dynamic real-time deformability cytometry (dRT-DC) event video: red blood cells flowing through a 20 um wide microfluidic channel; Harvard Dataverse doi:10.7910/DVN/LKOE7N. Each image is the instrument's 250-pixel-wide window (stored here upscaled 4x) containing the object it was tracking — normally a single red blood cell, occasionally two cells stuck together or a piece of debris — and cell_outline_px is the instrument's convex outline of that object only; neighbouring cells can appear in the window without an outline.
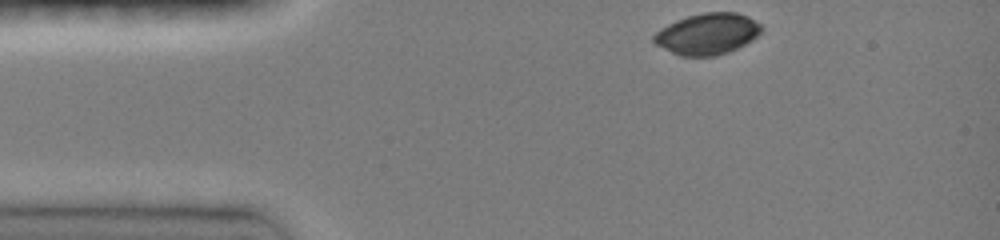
{"species": "common noctule bat (a hibernating species)", "species_latin": "Nyctalus noctula", "temperature_condition": "room temperature", "stored_images_in_passage": 35, "camera_frame_rate_fps": 3000, "um_per_image_px": 0.085, "animal": {"sex": "female", "body_mass_g": 19.0, "forearm_length_mm": 51.5}, "frame": {"image": 1, "passage_image": 1, "time_ms": 0.0, "image_size_px": [1000, 240], "cell_outline_px": [[764, 28], [752, 40], [728, 52], [716, 56], [680, 56], [656, 44], [652, 40], [652, 36], [660, 28], [676, 20], [688, 16], [704, 12], [736, 12], [748, 16], [764, 24]], "centroid_in_image_um": [60.15, 2.87], "position_along_channel_um": 24.8, "area_um2": 25.95}}
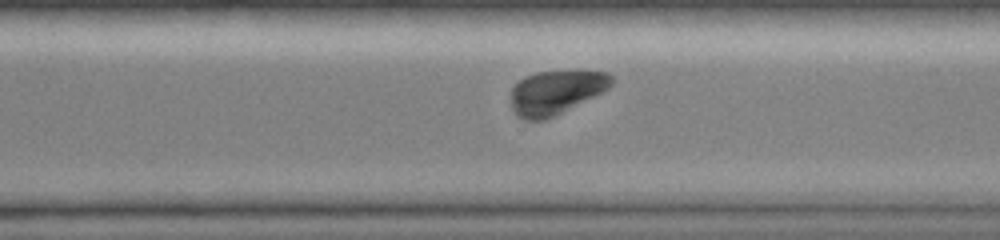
{"frame": {"image": 2, "passage_image": 27, "time_ms": 8.667, "image_size_px": [1000, 240], "cell_outline_px": [[612, 84], [604, 92], [544, 120], [524, 120], [516, 116], [512, 108], [512, 84], [524, 76], [536, 72], [572, 68], [608, 72], [612, 76]], "centroid_in_image_um": [47.26, 7.78], "position_along_channel_um": 323.3, "area_um2": 26.53}}
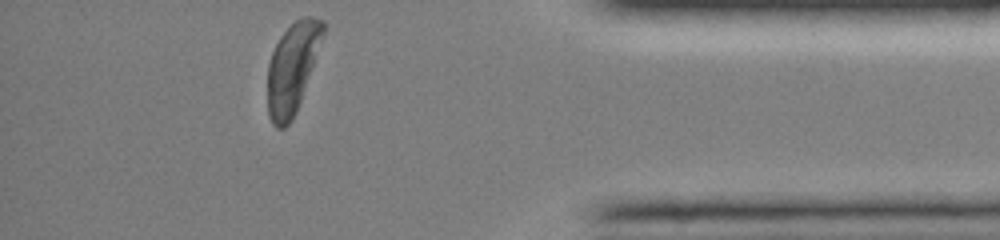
{"frame": {"image": 3, "passage_image": 35, "time_ms": 11.333, "image_size_px": [1000, 240], "cell_outline_px": [[324, 36], [296, 112], [292, 120], [284, 128], [276, 128], [272, 124], [268, 116], [268, 64], [272, 52], [280, 36], [300, 16], [312, 16], [324, 20]], "centroid_in_image_um": [24.85, 5.76], "position_along_channel_um": 410.3, "area_um2": 29.07}, "authors_computed_cell_mechanics": {"area_um2": 27.6862, "velocity_mm_per_s": 4.0685, "shape_relaxation_time_tau1_ms": 4.1327, "shape_relaxation_time_tau2_ms": null, "deformation_change_tau1": 0.1688, "deformation_change_tau2": null}}